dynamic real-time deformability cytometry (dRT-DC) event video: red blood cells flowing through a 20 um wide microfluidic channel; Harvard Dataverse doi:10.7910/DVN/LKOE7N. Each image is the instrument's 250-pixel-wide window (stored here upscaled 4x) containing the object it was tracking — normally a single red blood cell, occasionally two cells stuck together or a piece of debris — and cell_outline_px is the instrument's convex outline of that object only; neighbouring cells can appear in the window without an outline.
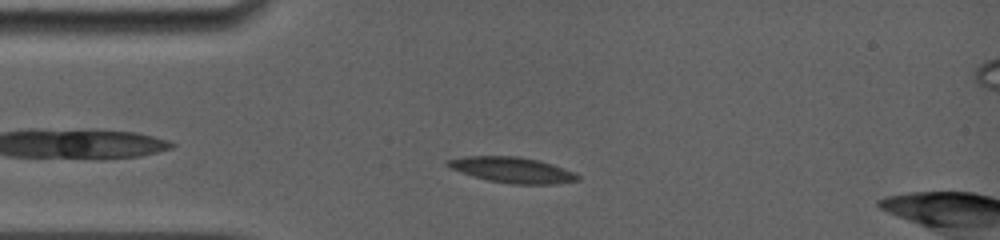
{"species": "common noctule bat (a hibernating species)", "species_latin": "Nyctalus noctula", "temperature_condition": "room temperature", "stored_images_in_passage": 5, "camera_frame_rate_fps": 5000, "um_per_image_px": 0.085, "animal": {"sex": "female", "body_mass_g": 19.0, "forearm_length_mm": 56.7}, "frame": {"image": 1, "passage_image": 3, "time_ms": 1.8, "image_size_px": [1000, 240], "cell_outline_px": [[580, 180], [556, 184], [512, 184], [488, 180], [472, 176], [460, 172], [444, 164], [444, 160], [464, 156], [520, 156], [552, 164], [576, 172], [580, 176]], "centroid_in_image_um": [43.54, 14.44], "position_along_channel_um": 41.5, "area_um2": 19.59}}
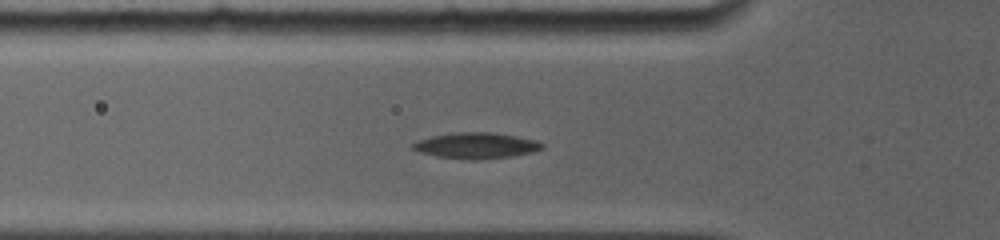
{"frame": {"image": 2, "passage_image": 5, "time_ms": 3.4, "image_size_px": [1000, 240], "cell_outline_px": [[544, 148], [532, 152], [512, 156], [472, 160], [468, 160], [436, 156], [420, 152], [412, 148], [412, 144], [420, 140], [432, 136], [452, 132], [492, 132], [516, 136], [536, 140], [544, 144]], "centroid_in_image_um": [40.49, 12.37], "position_along_channel_um": 85.3, "area_um2": 19.48}}